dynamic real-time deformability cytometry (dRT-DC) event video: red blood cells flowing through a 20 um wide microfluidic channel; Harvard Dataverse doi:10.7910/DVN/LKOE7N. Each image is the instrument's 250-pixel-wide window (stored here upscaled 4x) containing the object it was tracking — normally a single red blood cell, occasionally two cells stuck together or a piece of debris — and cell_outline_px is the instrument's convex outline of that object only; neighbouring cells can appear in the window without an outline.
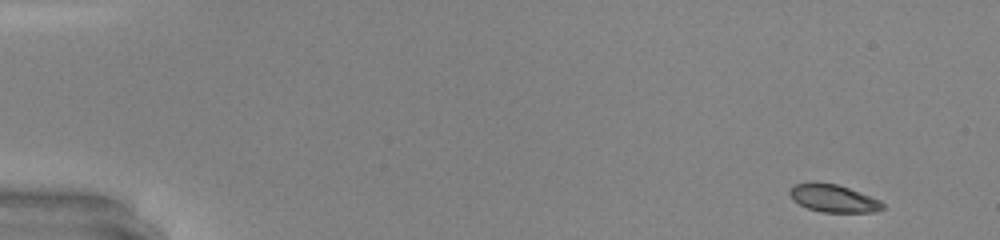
{"species": "common noctule bat (a hibernating species)", "species_latin": "Nyctalus noctula", "temperature_condition": "warm", "stored_images_in_passage": 46, "camera_frame_rate_fps": 3000, "um_per_image_px": 0.085, "animal": {"sex": "male", "body_mass_g": 20.0, "forearm_length_mm": 53.3}, "frame": {"image": 1, "passage_image": 1, "time_ms": 0.0, "image_size_px": [1000, 240], "cell_outline_px": [[884, 208], [876, 212], [820, 212], [808, 208], [792, 200], [788, 192], [796, 184], [812, 180], [816, 180], [836, 184], [848, 188], [880, 200], [884, 204]], "centroid_in_image_um": [70.81, 16.84], "position_along_channel_um": 14.2, "area_um2": 15.14}}
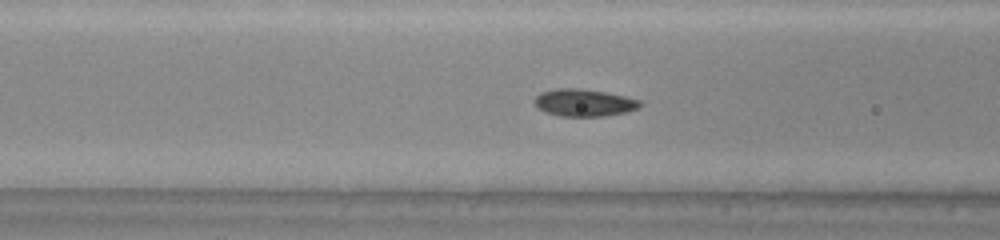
{"frame": {"image": 2, "passage_image": 18, "time_ms": 5.667, "image_size_px": [1000, 240], "cell_outline_px": [[644, 104], [640, 108], [628, 112], [604, 116], [560, 116], [544, 112], [536, 108], [532, 100], [540, 92], [556, 88], [580, 88], [604, 92], [624, 96], [640, 100]], "centroid_in_image_um": [49.62, 8.73], "position_along_channel_um": 117.0, "area_um2": 17.11}}
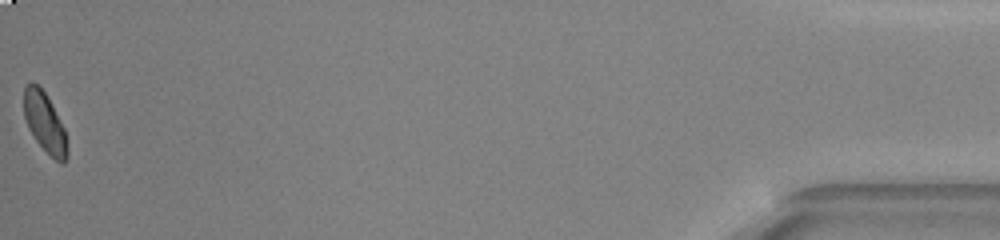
{"frame": {"image": 3, "passage_image": 46, "time_ms": 15.0, "image_size_px": [1000, 240], "cell_outline_px": [[68, 156], [64, 164], [60, 164], [36, 140], [28, 128], [24, 116], [24, 88], [28, 84], [36, 84], [44, 92], [64, 128], [68, 148]], "centroid_in_image_um": [3.81, 10.47], "position_along_channel_um": 431.4, "area_um2": 14.68}, "authors_computed_cell_mechanics": {"area_um2": 15.9528, "velocity_mm_per_s": 4.3499, "shape_relaxation_time_tau1_ms": 2.3195, "shape_relaxation_time_tau2_ms": null, "deformation_change_tau1": 0.1221, "deformation_change_tau2": null}}